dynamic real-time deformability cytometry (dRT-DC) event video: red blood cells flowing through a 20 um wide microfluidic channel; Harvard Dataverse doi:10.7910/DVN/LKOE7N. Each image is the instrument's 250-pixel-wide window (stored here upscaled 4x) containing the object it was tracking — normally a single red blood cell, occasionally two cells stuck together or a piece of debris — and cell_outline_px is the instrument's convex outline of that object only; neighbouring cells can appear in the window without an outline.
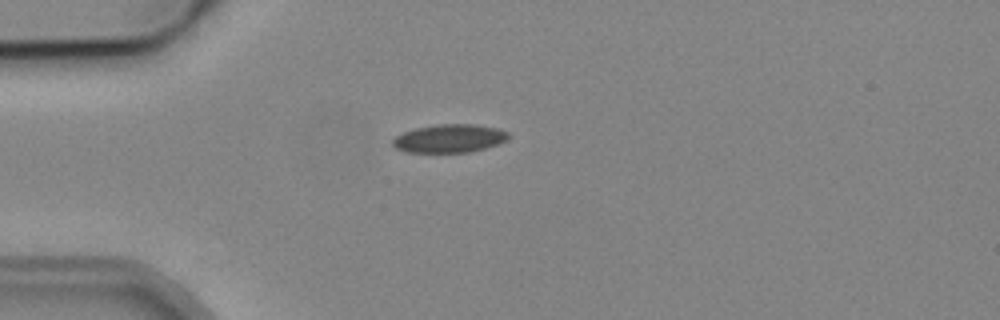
{"species": "common noctule bat (a hibernating species)", "species_latin": "Nyctalus noctula", "temperature_condition": "cold", "stored_images_in_passage": 1, "camera_frame_rate_fps": 3000, "um_per_image_px": 0.085, "animal": {"sex": "male", "body_mass_g": 19.2, "forearm_length_mm": 51.8}, "frame": {"image": 1, "passage_image": 1, "time_ms": 0.0, "image_size_px": [1000, 320], "cell_outline_px": [[512, 136], [508, 140], [484, 148], [468, 152], [404, 152], [396, 148], [392, 144], [392, 140], [396, 136], [404, 132], [416, 128], [436, 124], [476, 124], [496, 128], [508, 132]], "centroid_in_image_um": [38.21, 11.76], "position_along_channel_um": 46.8, "area_um2": 19.07}}